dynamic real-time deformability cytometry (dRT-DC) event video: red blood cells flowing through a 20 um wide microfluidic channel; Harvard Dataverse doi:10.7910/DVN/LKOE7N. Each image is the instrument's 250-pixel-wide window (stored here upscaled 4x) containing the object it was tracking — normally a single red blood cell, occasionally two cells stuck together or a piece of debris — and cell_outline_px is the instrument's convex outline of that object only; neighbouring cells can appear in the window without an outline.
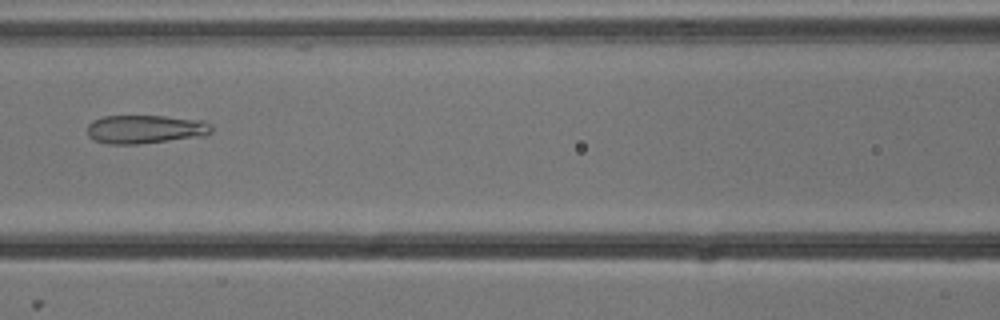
{"species": "common noctule bat (a hibernating species)", "species_latin": "Nyctalus noctula", "temperature_condition": "cold", "stored_images_in_passage": 5, "camera_frame_rate_fps": 3000, "um_per_image_px": 0.085, "animal": {"sex": "male", "body_mass_g": 13.3}, "frame": {"image": 1, "passage_image": 5, "time_ms": 1.333, "image_size_px": [1000, 320], "cell_outline_px": [[212, 132], [204, 136], [136, 144], [108, 144], [96, 140], [88, 136], [88, 124], [92, 120], [104, 116], [164, 116], [204, 120], [212, 124]], "centroid_in_image_um": [12.38, 10.98], "position_along_channel_um": 154.2, "area_um2": 20.75}}